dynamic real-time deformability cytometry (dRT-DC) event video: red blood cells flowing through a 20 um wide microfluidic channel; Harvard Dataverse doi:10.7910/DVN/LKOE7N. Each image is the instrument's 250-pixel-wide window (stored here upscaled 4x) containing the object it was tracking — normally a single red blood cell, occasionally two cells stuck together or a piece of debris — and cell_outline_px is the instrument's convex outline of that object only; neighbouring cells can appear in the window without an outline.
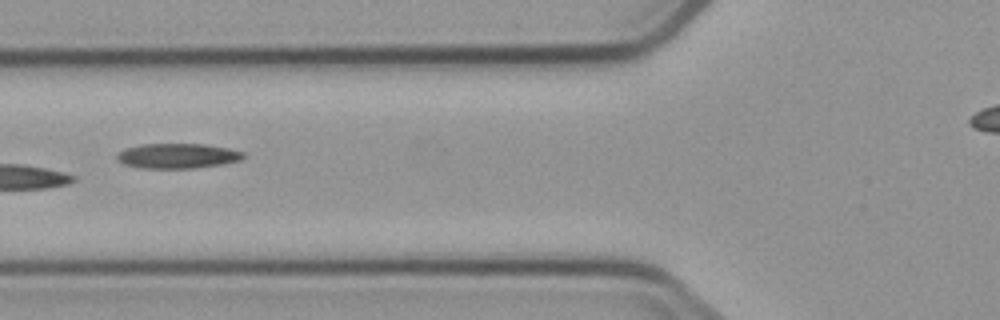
{"species": "common noctule bat (a hibernating species)", "species_latin": "Nyctalus noctula", "temperature_condition": "cold", "stored_images_in_passage": 5, "camera_frame_rate_fps": 3000, "um_per_image_px": 0.085, "animal": {"sex": "male", "body_mass_g": 23.1, "forearm_length_mm": 52.7}, "frame": {"image": 1, "passage_image": 5, "time_ms": 6.0, "image_size_px": [1000, 320], "cell_outline_px": [[244, 156], [240, 160], [224, 164], [196, 168], [144, 168], [124, 164], [116, 160], [116, 156], [124, 148], [140, 144], [204, 144], [228, 148], [244, 152]], "centroid_in_image_um": [15.08, 13.25], "position_along_channel_um": 110.7, "area_um2": 18.44}}